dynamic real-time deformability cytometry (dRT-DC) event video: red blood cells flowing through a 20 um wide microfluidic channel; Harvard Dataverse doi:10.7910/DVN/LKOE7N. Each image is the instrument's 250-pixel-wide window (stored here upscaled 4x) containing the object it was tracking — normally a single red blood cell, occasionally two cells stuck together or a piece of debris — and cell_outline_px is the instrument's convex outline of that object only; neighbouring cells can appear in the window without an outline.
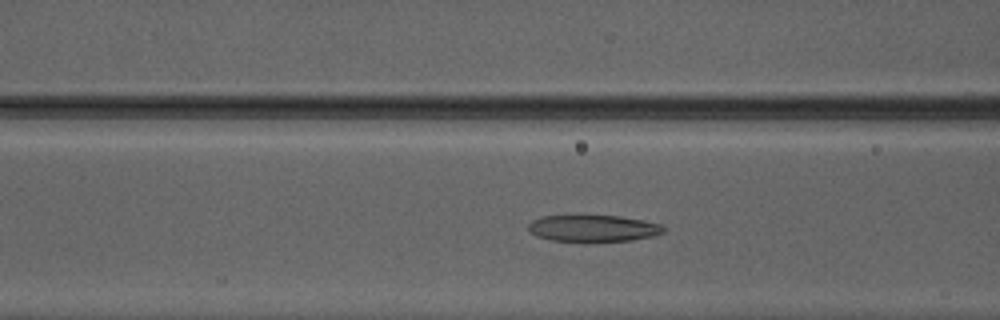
{"species": "Egyptian fruit bat (a non-hibernating species)", "species_latin": "Rousettus aegyptiacus", "temperature_condition": "warm", "stored_images_in_passage": 34, "camera_frame_rate_fps": 3000, "um_per_image_px": 0.085, "animal": {"sex": "male"}, "frame": {"image": 1, "passage_image": 5, "time_ms": 1.333, "image_size_px": [1000, 320], "cell_outline_px": [[664, 232], [652, 236], [632, 240], [592, 244], [584, 244], [552, 240], [536, 236], [528, 232], [528, 224], [532, 220], [544, 216], [580, 212], [620, 216], [644, 220], [664, 224]], "centroid_in_image_um": [50.37, 19.39], "position_along_channel_um": 116.2, "area_um2": 23.0}}
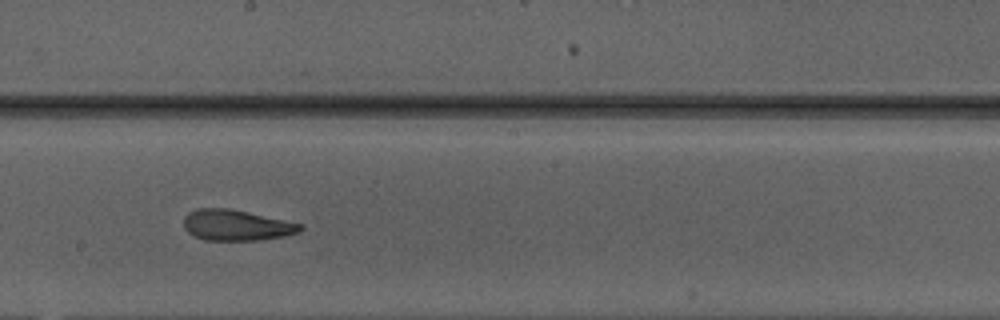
{"frame": {"image": 2, "passage_image": 13, "time_ms": 4.0, "image_size_px": [1000, 320], "cell_outline_px": [[304, 228], [300, 232], [284, 236], [260, 240], [204, 240], [188, 232], [184, 228], [184, 216], [188, 212], [196, 208], [228, 208], [248, 212], [304, 224]], "centroid_in_image_um": [20.11, 19.14], "position_along_channel_um": 228.1, "area_um2": 21.04}}
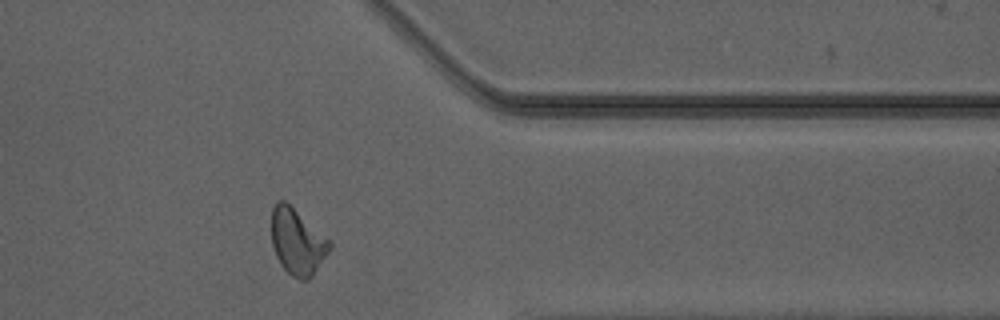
{"frame": {"image": 3, "passage_image": 25, "time_ms": 8.0, "image_size_px": [1000, 320], "cell_outline_px": [[332, 248], [312, 276], [308, 280], [300, 280], [292, 276], [280, 264], [276, 256], [272, 244], [272, 208], [276, 200], [284, 200], [332, 240]], "centroid_in_image_um": [25.3, 20.54], "position_along_channel_um": 386.1, "area_um2": 22.54}, "authors_computed_cell_mechanics": {"area_um2": 21.6172, "velocity_mm_per_s": 4.1925, "shape_relaxation_time_tau1_ms": null, "shape_relaxation_time_tau2_ms": 1.4886, "deformation_change_tau1": null, "deformation_change_tau2": 0.0929}}